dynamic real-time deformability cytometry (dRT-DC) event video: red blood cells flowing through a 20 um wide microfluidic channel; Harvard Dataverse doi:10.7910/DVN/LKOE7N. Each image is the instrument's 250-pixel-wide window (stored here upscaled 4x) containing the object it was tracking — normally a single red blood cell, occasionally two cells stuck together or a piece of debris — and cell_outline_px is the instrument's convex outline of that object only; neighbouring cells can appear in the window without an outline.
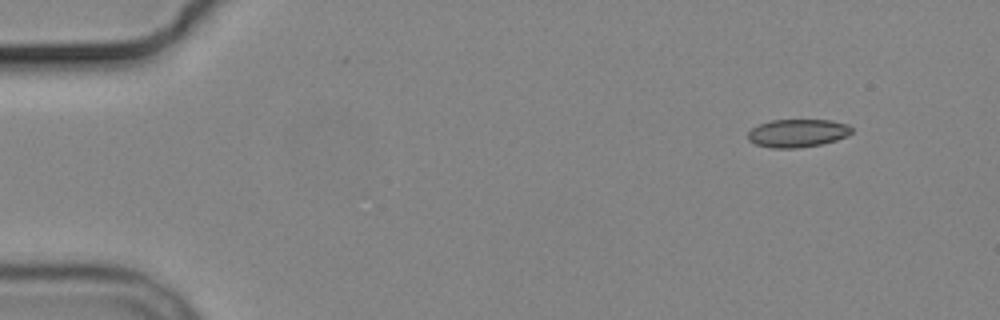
{"species": "common noctule bat (a hibernating species)", "species_latin": "Nyctalus noctula", "temperature_condition": "cold", "stored_images_in_passage": 5, "camera_frame_rate_fps": 3000, "um_per_image_px": 0.085, "animal": {"sex": "male", "body_mass_g": 19.2, "forearm_length_mm": 51.8}, "frame": {"image": 1, "passage_image": 1, "time_ms": 0.0, "image_size_px": [1000, 320], "cell_outline_px": [[852, 132], [848, 136], [836, 140], [820, 144], [796, 148], [772, 148], [756, 144], [748, 140], [748, 132], [752, 128], [760, 124], [772, 120], [832, 120], [848, 124], [852, 128]], "centroid_in_image_um": [67.81, 11.31], "position_along_channel_um": 17.2, "area_um2": 16.94}}
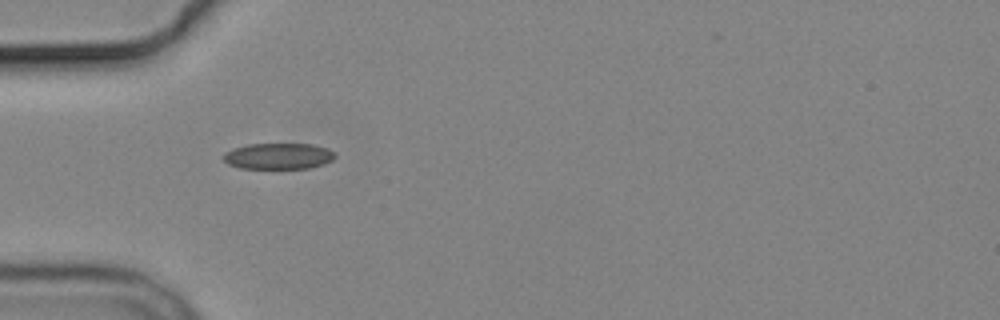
{"frame": {"image": 2, "passage_image": 4, "time_ms": 4.0, "image_size_px": [1000, 320], "cell_outline_px": [[336, 156], [332, 160], [324, 164], [308, 168], [240, 168], [228, 164], [224, 160], [224, 152], [232, 148], [248, 144], [312, 144], [328, 148], [336, 152]], "centroid_in_image_um": [23.68, 13.26], "position_along_channel_um": 61.3, "area_um2": 17.05}}
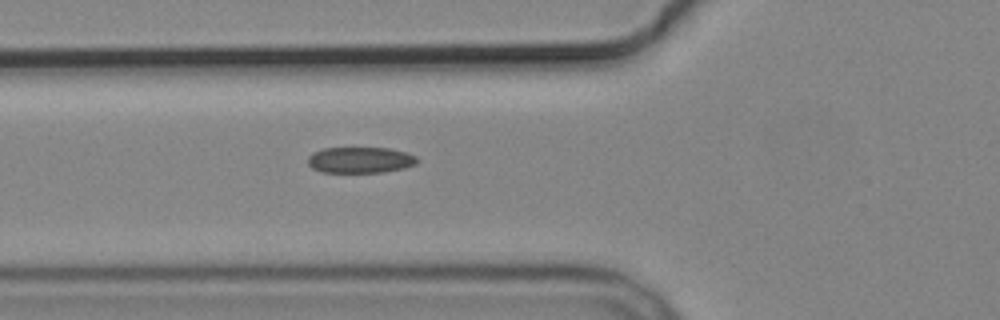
{"frame": {"image": 3, "passage_image": 5, "time_ms": 5.0, "image_size_px": [1000, 320], "cell_outline_px": [[420, 160], [416, 164], [404, 168], [384, 172], [320, 172], [312, 168], [308, 164], [308, 156], [312, 152], [324, 148], [388, 148], [404, 152], [416, 156]], "centroid_in_image_um": [30.61, 13.6], "position_along_channel_um": 95.2, "area_um2": 16.65}}